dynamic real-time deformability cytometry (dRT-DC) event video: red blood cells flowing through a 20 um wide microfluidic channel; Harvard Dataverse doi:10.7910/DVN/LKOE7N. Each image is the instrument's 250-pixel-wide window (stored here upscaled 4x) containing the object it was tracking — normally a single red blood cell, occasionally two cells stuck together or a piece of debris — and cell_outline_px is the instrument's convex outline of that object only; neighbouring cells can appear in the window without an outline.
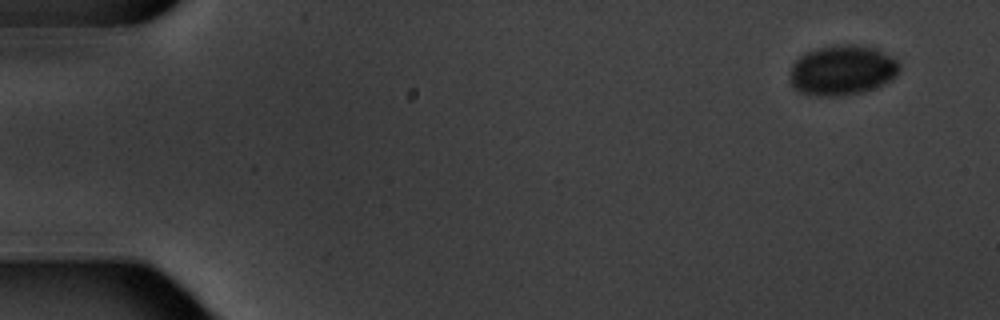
{"species": "common noctule bat (a hibernating species)", "species_latin": "Nyctalus noctula", "temperature_condition": "warm", "stored_images_in_passage": 6, "camera_frame_rate_fps": 3000, "um_per_image_px": 0.085, "animal": {"sex": "male", "body_mass_g": 20.1, "forearm_length_mm": 53.5}, "frame": {"image": 1, "passage_image": 1, "time_ms": 0.0, "image_size_px": [1000, 320], "cell_outline_px": [[900, 72], [892, 80], [884, 84], [864, 92], [840, 96], [816, 96], [800, 92], [792, 88], [788, 84], [788, 72], [792, 64], [800, 56], [808, 52], [820, 48], [872, 48], [892, 56], [900, 64]], "centroid_in_image_um": [71.55, 6.06], "position_along_channel_um": 13.5, "area_um2": 31.44}}